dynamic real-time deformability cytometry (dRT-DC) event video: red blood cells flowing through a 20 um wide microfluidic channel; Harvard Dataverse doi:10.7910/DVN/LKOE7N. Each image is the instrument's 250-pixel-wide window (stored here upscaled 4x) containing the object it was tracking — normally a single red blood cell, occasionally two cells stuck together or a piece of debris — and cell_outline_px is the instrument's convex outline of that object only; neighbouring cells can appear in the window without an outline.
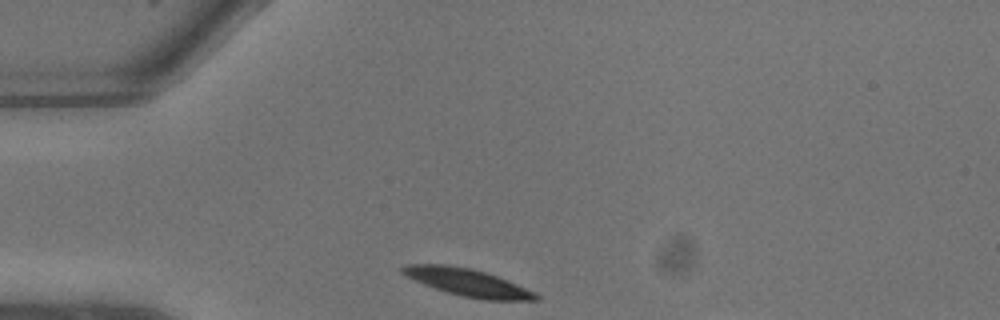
{"species": "common noctule bat (a hibernating species)", "species_latin": "Nyctalus noctula", "temperature_condition": "warm", "stored_images_in_passage": 2, "camera_frame_rate_fps": 3000, "um_per_image_px": 0.085, "animal": {"sex": "male", "body_mass_g": 13.3}, "frame": {"image": 1, "passage_image": 1, "time_ms": 0.0, "image_size_px": [1000, 320], "cell_outline_px": [[540, 300], [484, 300], [460, 296], [424, 284], [400, 272], [400, 268], [408, 264], [444, 264], [468, 268], [484, 272], [496, 276], [536, 292], [540, 296]], "centroid_in_image_um": [39.78, 24.02], "position_along_channel_um": 45.2, "area_um2": 20.98}}